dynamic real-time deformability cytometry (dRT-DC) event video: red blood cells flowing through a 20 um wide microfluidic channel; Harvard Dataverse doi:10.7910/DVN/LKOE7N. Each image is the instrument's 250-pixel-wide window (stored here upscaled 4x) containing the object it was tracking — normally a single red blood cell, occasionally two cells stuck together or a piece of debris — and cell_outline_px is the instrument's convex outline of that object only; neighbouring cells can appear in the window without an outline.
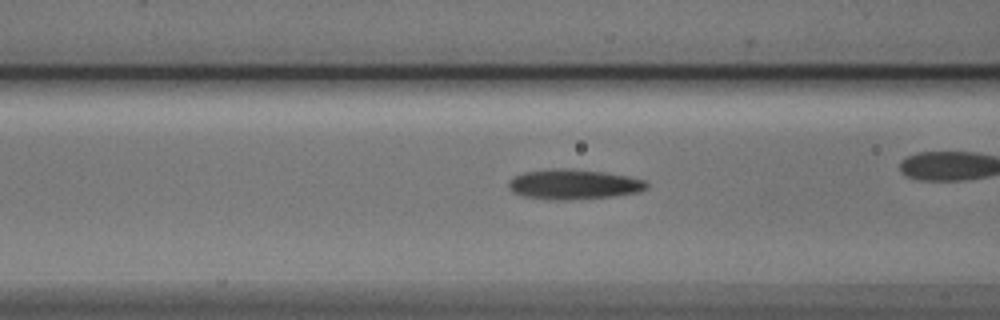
{"species": "Egyptian fruit bat (a non-hibernating species)", "species_latin": "Rousettus aegyptiacus", "temperature_condition": "cold", "stored_images_in_passage": 9, "camera_frame_rate_fps": 3000, "um_per_image_px": 0.085, "animal": {"sex": "male"}, "frame": {"image": 1, "passage_image": 7, "time_ms": 2.0, "image_size_px": [1000, 320], "cell_outline_px": [[648, 188], [640, 192], [612, 196], [572, 200], [548, 200], [524, 196], [512, 192], [508, 188], [508, 180], [524, 172], [556, 168], [568, 168], [604, 172], [628, 176], [644, 180], [648, 184]], "centroid_in_image_um": [48.75, 15.67], "position_along_channel_um": 117.8, "area_um2": 24.33}}